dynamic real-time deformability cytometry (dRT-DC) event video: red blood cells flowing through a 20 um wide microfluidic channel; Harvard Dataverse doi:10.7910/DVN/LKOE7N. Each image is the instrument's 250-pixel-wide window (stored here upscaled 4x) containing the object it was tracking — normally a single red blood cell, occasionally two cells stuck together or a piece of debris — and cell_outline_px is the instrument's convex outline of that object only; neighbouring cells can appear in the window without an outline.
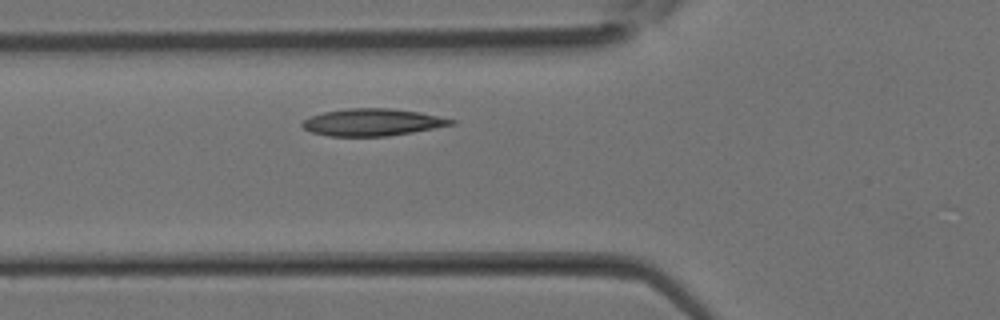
{"species": "Egyptian fruit bat (a non-hibernating species)", "species_latin": "Rousettus aegyptiacus", "temperature_condition": "room temperature", "stored_images_in_passage": 26, "camera_frame_rate_fps": 3000, "um_per_image_px": 0.085, "animal": {"sex": "female"}, "frame": {"image": 1, "passage_image": 5, "time_ms": 1.333, "image_size_px": [1000, 320], "cell_outline_px": [[456, 124], [412, 132], [388, 136], [328, 136], [312, 132], [304, 128], [300, 124], [304, 120], [312, 116], [324, 112], [348, 108], [388, 108], [420, 112], [456, 120]], "centroid_in_image_um": [31.67, 10.39], "position_along_channel_um": 94.1, "area_um2": 23.41}}
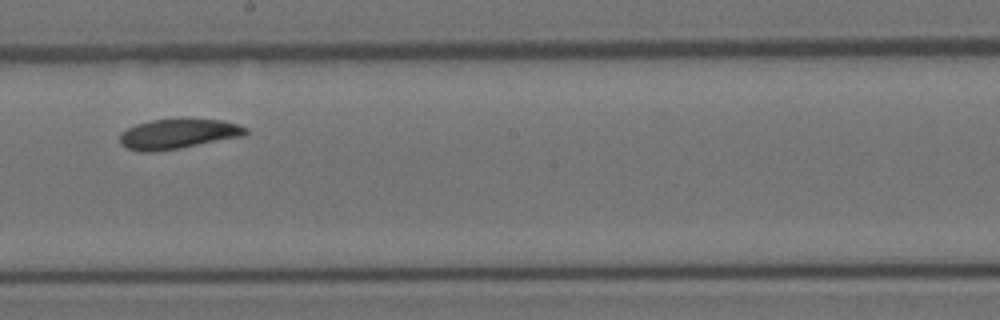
{"frame": {"image": 2, "passage_image": 12, "time_ms": 3.667, "image_size_px": [1000, 320], "cell_outline_px": [[248, 132], [244, 136], [180, 148], [156, 152], [140, 152], [128, 148], [120, 144], [120, 132], [136, 124], [152, 120], [220, 120], [236, 124], [248, 128]], "centroid_in_image_um": [15.11, 11.4], "position_along_channel_um": 233.1, "area_um2": 21.68}}
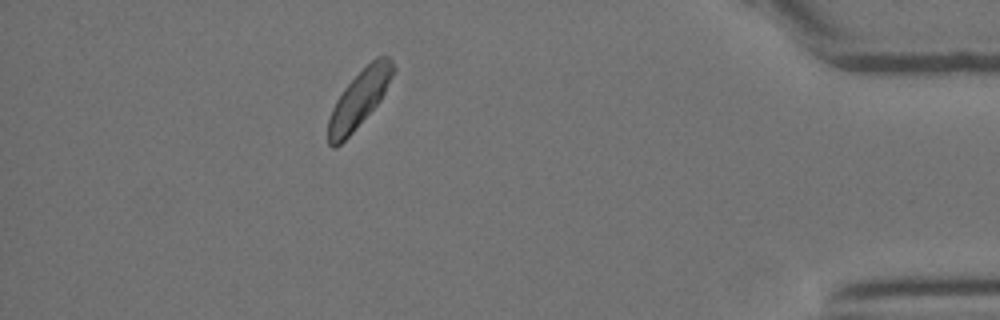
{"frame": {"image": 3, "passage_image": 23, "time_ms": 7.333, "image_size_px": [1000, 320], "cell_outline_px": [[396, 68], [380, 100], [352, 132], [336, 148], [332, 148], [328, 144], [328, 120], [332, 108], [336, 100], [344, 88], [376, 56], [388, 56], [392, 60]], "centroid_in_image_um": [30.52, 8.41], "position_along_channel_um": 404.7, "area_um2": 21.1}}